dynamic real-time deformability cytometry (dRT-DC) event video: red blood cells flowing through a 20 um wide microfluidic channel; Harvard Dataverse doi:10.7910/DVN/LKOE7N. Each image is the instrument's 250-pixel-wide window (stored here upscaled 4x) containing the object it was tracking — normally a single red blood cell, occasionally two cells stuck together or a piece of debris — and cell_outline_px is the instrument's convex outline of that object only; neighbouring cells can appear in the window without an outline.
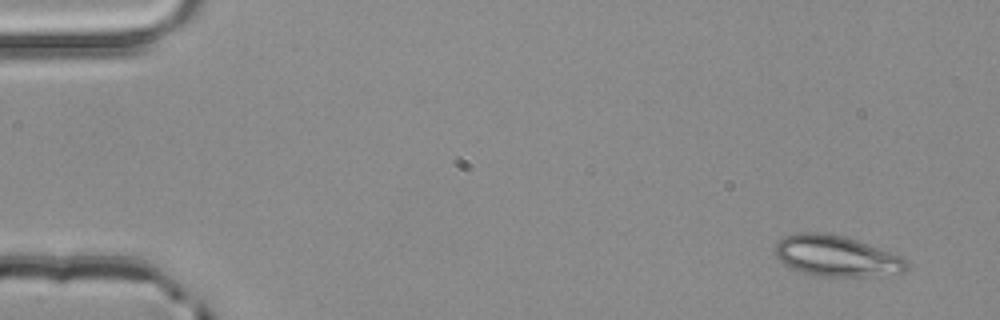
{"species": "common noctule bat (a hibernating species)", "species_latin": "Nyctalus noctula", "temperature_condition": "room temperature", "stored_images_in_passage": 4, "camera_frame_rate_fps": 3000, "um_per_image_px": 0.085, "animal": {"sex": "male", "body_mass_g": 20.4}, "frame": {"image": 1, "passage_image": 1, "time_ms": 0.0, "image_size_px": [1000, 320], "cell_outline_px": [[908, 268], [904, 272], [868, 276], [812, 276], [800, 272], [784, 264], [776, 256], [776, 244], [784, 236], [796, 232], [824, 232], [844, 236], [868, 244], [900, 256], [908, 264]], "centroid_in_image_um": [71.05, 21.76], "position_along_channel_um": 14.0, "area_um2": 31.15}}